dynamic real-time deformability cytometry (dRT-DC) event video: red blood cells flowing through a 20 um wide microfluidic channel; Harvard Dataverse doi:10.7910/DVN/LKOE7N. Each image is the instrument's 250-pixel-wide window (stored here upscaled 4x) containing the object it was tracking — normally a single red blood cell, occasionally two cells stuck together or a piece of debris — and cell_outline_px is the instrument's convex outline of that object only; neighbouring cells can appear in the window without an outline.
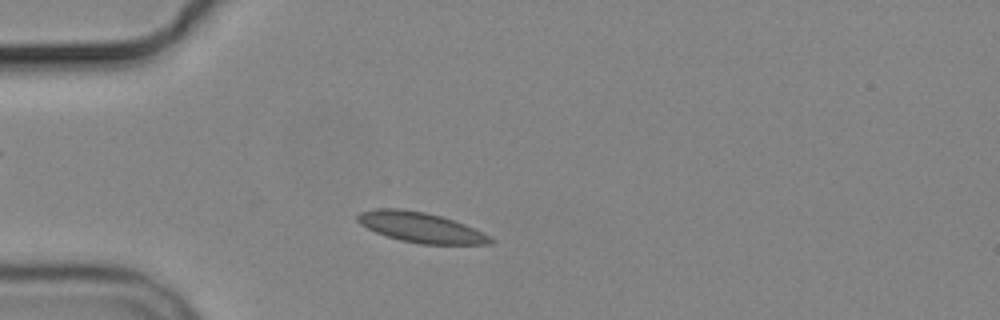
{"species": "common noctule bat (a hibernating species)", "species_latin": "Nyctalus noctula", "temperature_condition": "cold", "stored_images_in_passage": 2, "camera_frame_rate_fps": 3000, "um_per_image_px": 0.085, "animal": {"sex": "male", "body_mass_g": 19.2, "forearm_length_mm": 51.8}, "frame": {"image": 1, "passage_image": 2, "time_ms": 1.0, "image_size_px": [1000, 320], "cell_outline_px": [[496, 240], [492, 244], [420, 244], [400, 240], [376, 232], [360, 224], [356, 220], [356, 216], [360, 212], [376, 208], [396, 208], [424, 212], [440, 216], [464, 224]], "centroid_in_image_um": [35.72, 19.33], "position_along_channel_um": 49.3, "area_um2": 23.06}}